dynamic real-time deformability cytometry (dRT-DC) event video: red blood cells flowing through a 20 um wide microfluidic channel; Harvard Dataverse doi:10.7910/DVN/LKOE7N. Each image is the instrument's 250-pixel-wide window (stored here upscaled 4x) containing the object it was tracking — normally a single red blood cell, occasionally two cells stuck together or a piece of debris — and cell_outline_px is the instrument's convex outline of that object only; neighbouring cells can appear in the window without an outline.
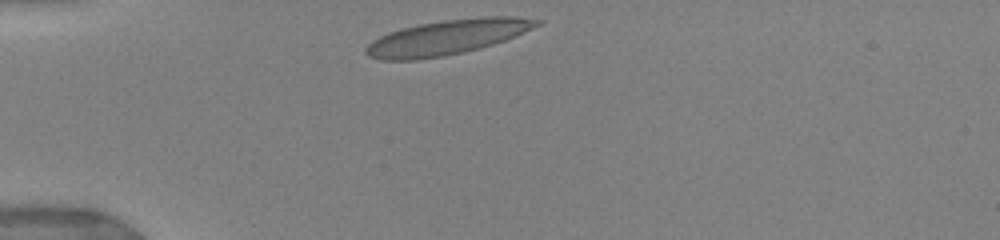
{"species": "human", "species_latin": "Homo sapiens", "temperature_condition": "warm", "stored_images_in_passage": 3, "camera_frame_rate_fps": 3000, "um_per_image_px": 0.085, "donor": {"sex": "female"}, "frame": {"image": 1, "passage_image": 1, "time_ms": 0.0, "image_size_px": [1000, 240], "cell_outline_px": [[544, 20], [540, 24], [532, 28], [504, 40], [480, 48], [464, 52], [444, 56], [416, 60], [380, 60], [368, 56], [364, 52], [364, 48], [372, 40], [388, 32], [416, 24], [444, 20], [484, 16], [516, 16]], "centroid_in_image_um": [37.97, 3.16], "position_along_channel_um": 47.0, "area_um2": 34.8}}